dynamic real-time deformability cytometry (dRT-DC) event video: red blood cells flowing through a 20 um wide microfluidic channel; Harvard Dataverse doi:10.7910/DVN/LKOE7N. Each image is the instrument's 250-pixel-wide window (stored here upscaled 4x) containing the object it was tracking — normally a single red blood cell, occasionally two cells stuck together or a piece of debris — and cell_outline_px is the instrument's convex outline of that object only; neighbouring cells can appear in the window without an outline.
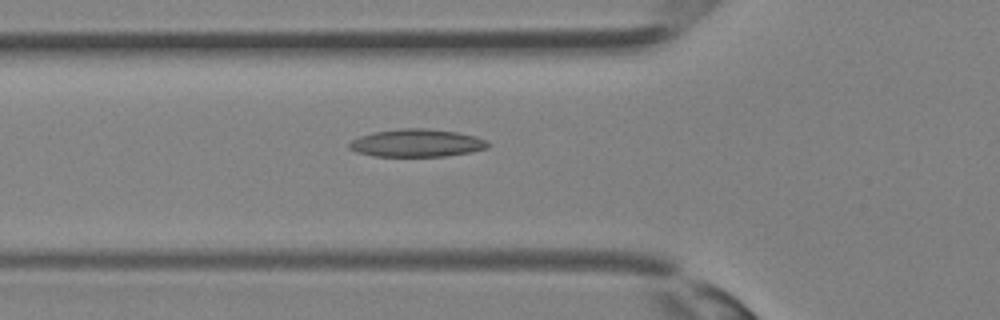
{"species": "Egyptian fruit bat (a non-hibernating species)", "species_latin": "Rousettus aegyptiacus", "temperature_condition": "room temperature", "stored_images_in_passage": 22, "camera_frame_rate_fps": 3000, "um_per_image_px": 0.085, "animal": {"sex": "female"}, "frame": {"image": 1, "passage_image": 4, "time_ms": 1.0, "image_size_px": [1000, 320], "cell_outline_px": [[488, 148], [472, 152], [444, 156], [372, 156], [356, 152], [348, 148], [348, 144], [352, 140], [360, 136], [372, 132], [400, 128], [424, 128], [456, 132], [476, 136], [484, 140], [488, 144]], "centroid_in_image_um": [35.38, 12.16], "position_along_channel_um": 90.4, "area_um2": 22.43}}
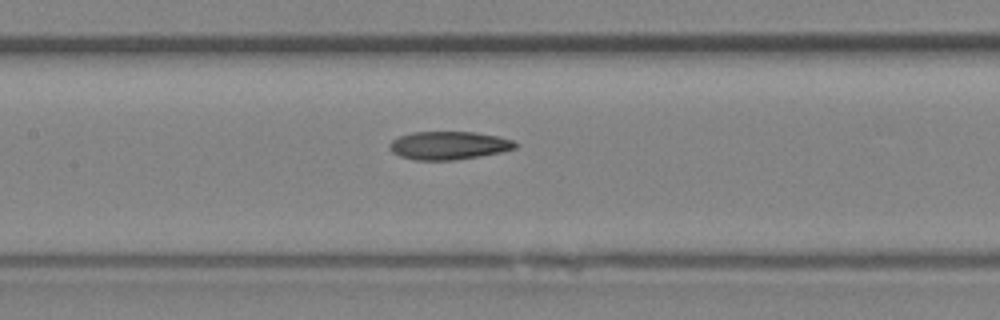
{"frame": {"image": 2, "passage_image": 8, "time_ms": 2.333, "image_size_px": [1000, 320], "cell_outline_px": [[520, 144], [516, 148], [504, 152], [456, 160], [416, 160], [400, 156], [392, 152], [388, 148], [388, 144], [392, 140], [400, 136], [412, 132], [472, 132], [496, 136], [512, 140]], "centroid_in_image_um": [38.15, 12.37], "position_along_channel_um": 169.3, "area_um2": 20.75}}
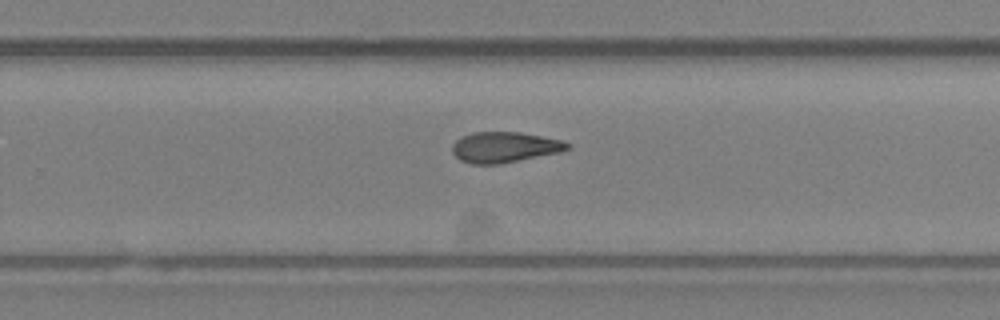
{"frame": {"image": 3, "passage_image": 14, "time_ms": 4.333, "image_size_px": [1000, 320], "cell_outline_px": [[568, 148], [560, 152], [496, 164], [472, 164], [460, 160], [452, 152], [452, 144], [460, 136], [472, 132], [520, 132], [560, 140], [568, 144]], "centroid_in_image_um": [42.8, 12.5], "position_along_channel_um": 287.0, "area_um2": 20.23}}